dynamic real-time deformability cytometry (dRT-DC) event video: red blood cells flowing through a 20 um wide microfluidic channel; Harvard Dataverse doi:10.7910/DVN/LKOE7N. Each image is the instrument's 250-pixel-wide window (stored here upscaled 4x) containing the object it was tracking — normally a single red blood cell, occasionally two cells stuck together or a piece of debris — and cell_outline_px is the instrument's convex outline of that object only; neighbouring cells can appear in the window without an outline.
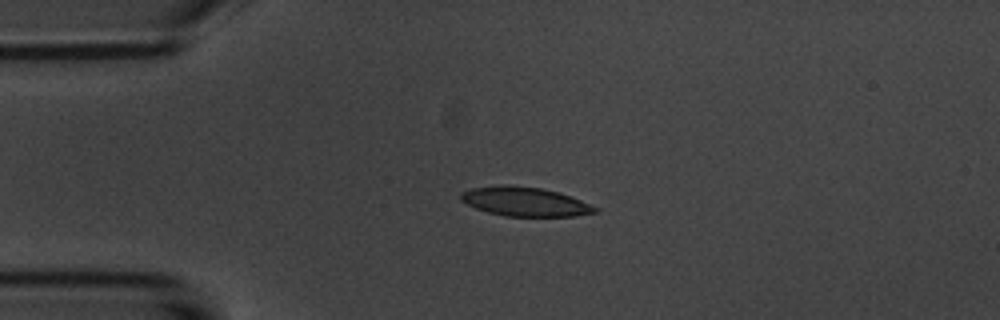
{"species": "common noctule bat (a hibernating species)", "species_latin": "Nyctalus noctula", "temperature_condition": "room temperature", "stored_images_in_passage": 4, "camera_frame_rate_fps": 3000, "um_per_image_px": 0.085, "animal": {"sex": "male", "body_mass_g": 20.1, "forearm_length_mm": 53.5}, "frame": {"image": 1, "passage_image": 3, "time_ms": 2.333, "image_size_px": [1000, 320], "cell_outline_px": [[600, 212], [576, 216], [504, 216], [488, 212], [476, 208], [460, 200], [460, 192], [472, 188], [500, 184], [508, 184], [540, 188], [556, 192], [580, 200], [600, 208]], "centroid_in_image_um": [44.61, 17.14], "position_along_channel_um": 40.4, "area_um2": 22.83}}